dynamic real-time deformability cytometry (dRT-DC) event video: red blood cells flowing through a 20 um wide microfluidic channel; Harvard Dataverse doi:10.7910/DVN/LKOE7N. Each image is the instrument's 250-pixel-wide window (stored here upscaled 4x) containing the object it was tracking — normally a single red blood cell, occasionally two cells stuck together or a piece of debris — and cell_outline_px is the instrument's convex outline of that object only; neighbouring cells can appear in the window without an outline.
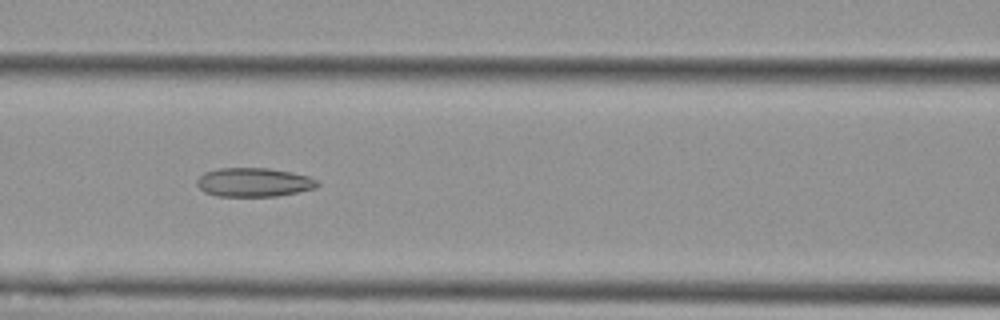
{"species": "Egyptian fruit bat (a non-hibernating species)", "species_latin": "Rousettus aegyptiacus", "temperature_condition": "cold", "stored_images_in_passage": 38, "camera_frame_rate_fps": 3000, "um_per_image_px": 0.085, "animal": {"sex": "female"}, "frame": {"image": 1, "passage_image": 10, "time_ms": 3.0, "image_size_px": [1000, 320], "cell_outline_px": [[320, 184], [316, 188], [276, 196], [216, 196], [204, 192], [196, 184], [196, 180], [204, 172], [220, 168], [268, 168], [292, 172], [308, 176], [316, 180]], "centroid_in_image_um": [21.56, 15.49], "position_along_channel_um": 145.0, "area_um2": 20.29}}
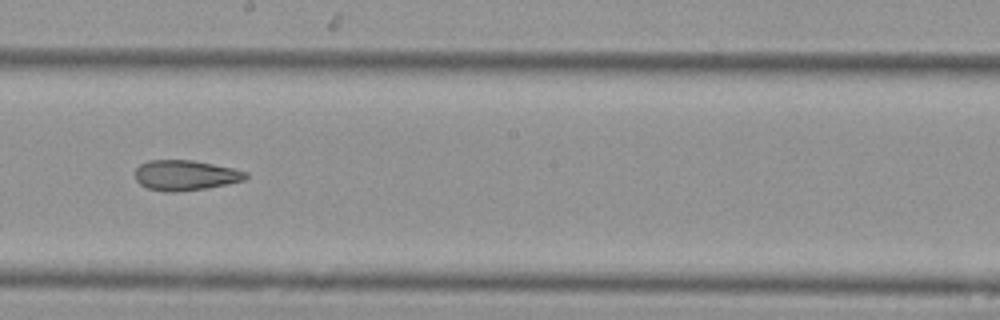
{"frame": {"image": 2, "passage_image": 17, "time_ms": 5.333, "image_size_px": [1000, 320], "cell_outline_px": [[248, 176], [244, 180], [228, 184], [208, 188], [176, 192], [164, 192], [148, 188], [140, 184], [136, 180], [136, 168], [140, 164], [148, 160], [192, 160], [232, 168], [248, 172]], "centroid_in_image_um": [15.76, 14.9], "position_along_channel_um": 232.4, "area_um2": 19.54}}
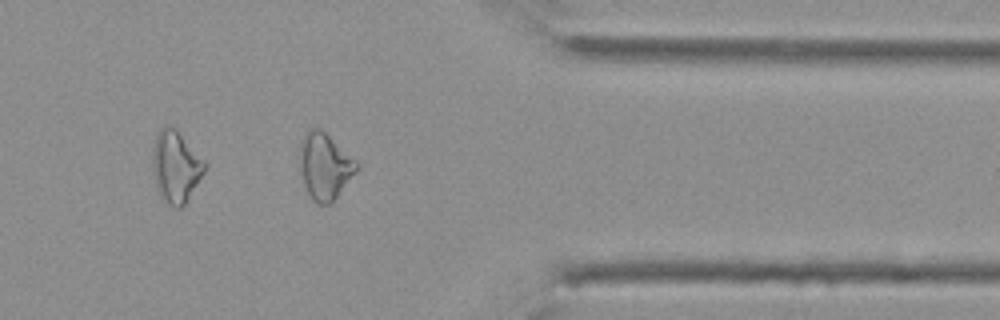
{"frame": {"image": 3, "passage_image": 30, "time_ms": 9.667, "image_size_px": [1000, 320], "cell_outline_px": [[360, 168], [332, 204], [316, 204], [312, 200], [304, 184], [300, 168], [300, 140], [304, 132], [308, 128], [320, 128], [356, 160], [360, 164]], "centroid_in_image_um": [27.62, 14.14], "position_along_channel_um": 383.8, "area_um2": 22.31}, "authors_computed_cell_mechanics": {"area_um2": 20.6924, "velocity_mm_per_s": 3.7578, "shape_relaxation_time_tau1_ms": null, "shape_relaxation_time_tau2_ms": 4.2794, "deformation_change_tau1": null, "deformation_change_tau2": 0.1293}}